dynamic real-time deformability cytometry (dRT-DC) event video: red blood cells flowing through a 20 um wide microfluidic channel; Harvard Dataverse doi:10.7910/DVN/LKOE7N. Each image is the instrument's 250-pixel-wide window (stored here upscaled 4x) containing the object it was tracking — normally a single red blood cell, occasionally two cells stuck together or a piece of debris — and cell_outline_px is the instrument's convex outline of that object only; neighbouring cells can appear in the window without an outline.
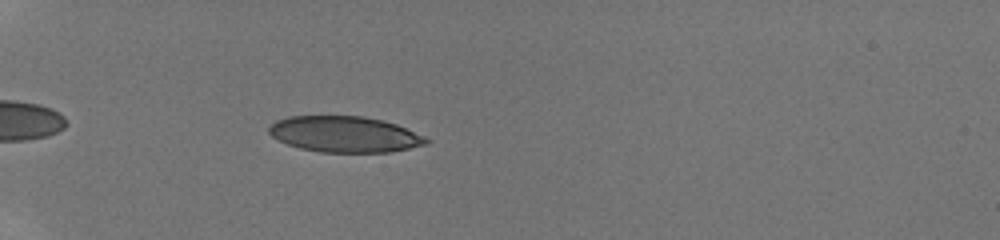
{"species": "human", "species_latin": "Homo sapiens", "temperature_condition": "room temperature", "stored_images_in_passage": 17, "camera_frame_rate_fps": 3000, "um_per_image_px": 0.085, "donor": {"sex": "male"}, "frame": {"image": 1, "passage_image": 6, "time_ms": 1.333, "image_size_px": [1000, 240], "cell_outline_px": [[432, 140], [428, 144], [388, 152], [320, 152], [300, 148], [288, 144], [272, 136], [268, 132], [268, 128], [276, 120], [288, 116], [364, 116], [396, 124], [424, 136]], "centroid_in_image_um": [29.3, 11.41], "position_along_channel_um": 55.7, "area_um2": 32.83}}
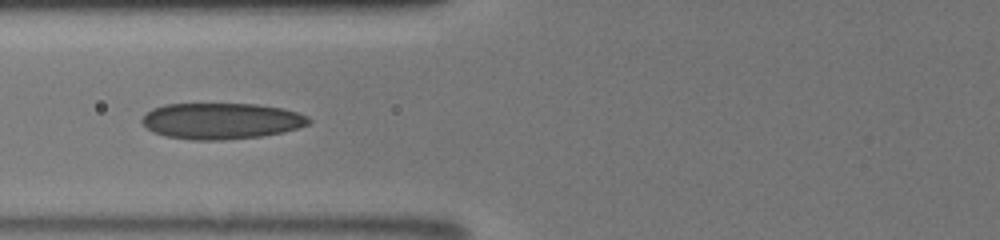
{"frame": {"image": 2, "passage_image": 12, "time_ms": 3.333, "image_size_px": [1000, 240], "cell_outline_px": [[312, 120], [308, 124], [284, 132], [260, 136], [224, 140], [192, 140], [164, 136], [148, 128], [140, 120], [152, 108], [164, 104], [256, 104], [284, 108], [308, 116]], "centroid_in_image_um": [18.82, 10.28], "position_along_channel_um": 107.0, "area_um2": 35.08}}
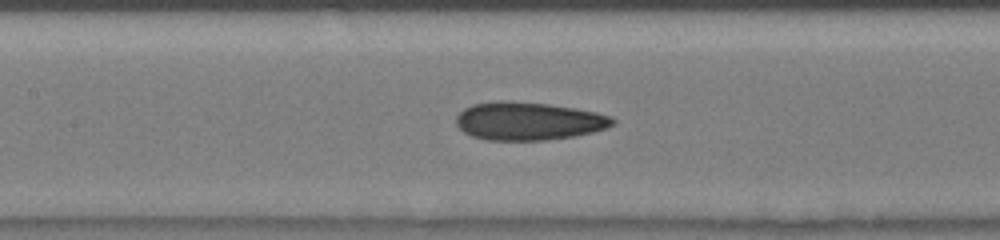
{"frame": {"image": 3, "passage_image": 16, "time_ms": 4.667, "image_size_px": [1000, 240], "cell_outline_px": [[616, 124], [592, 132], [572, 136], [544, 140], [488, 140], [472, 136], [464, 132], [456, 124], [456, 116], [464, 108], [472, 104], [496, 100], [508, 100], [548, 104], [576, 108], [596, 112], [608, 116], [616, 120]], "centroid_in_image_um": [44.89, 10.28], "position_along_channel_um": 162.5, "area_um2": 34.74}}